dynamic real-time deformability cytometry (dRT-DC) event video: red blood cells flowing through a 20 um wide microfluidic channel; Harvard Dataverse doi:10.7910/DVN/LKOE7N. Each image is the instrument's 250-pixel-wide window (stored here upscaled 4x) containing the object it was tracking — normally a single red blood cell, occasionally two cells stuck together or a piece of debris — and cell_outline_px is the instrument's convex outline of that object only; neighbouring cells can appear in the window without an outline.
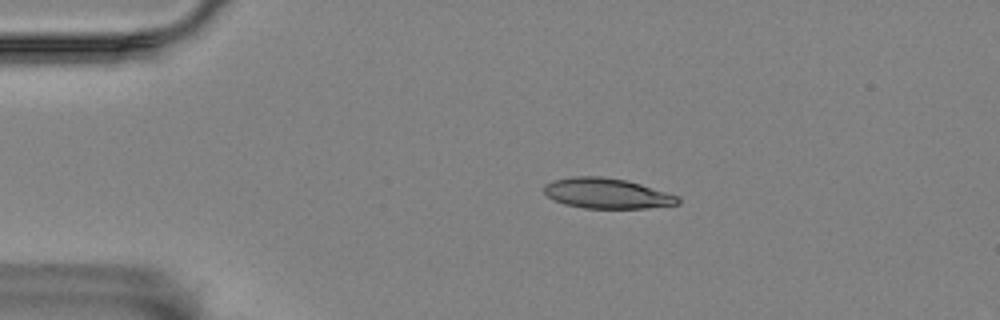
{"species": "Egyptian fruit bat (a non-hibernating species)", "species_latin": "Rousettus aegyptiacus", "temperature_condition": "room temperature", "stored_images_in_passage": 5, "camera_frame_rate_fps": 3000, "um_per_image_px": 0.085, "animal": {"sex": "female"}, "frame": {"image": 1, "passage_image": 2, "time_ms": 1.333, "image_size_px": [1000, 320], "cell_outline_px": [[680, 204], [648, 208], [584, 208], [564, 204], [552, 200], [544, 192], [544, 184], [552, 180], [572, 176], [600, 176], [624, 180], [640, 184], [680, 196]], "centroid_in_image_um": [51.57, 16.44], "position_along_channel_um": 33.4, "area_um2": 23.76}}
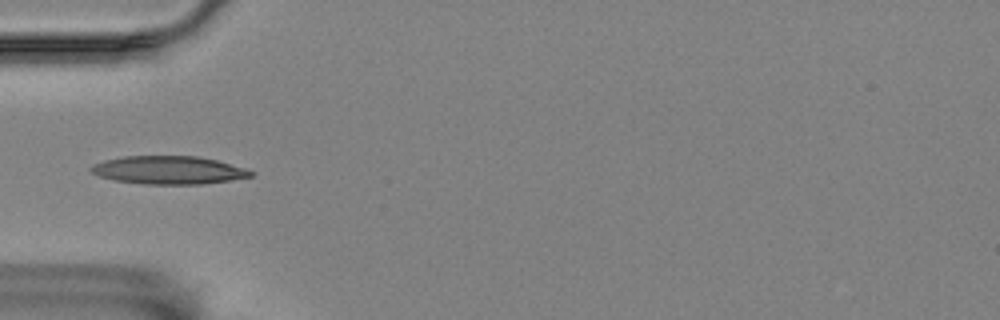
{"frame": {"image": 2, "passage_image": 4, "time_ms": 3.667, "image_size_px": [1000, 320], "cell_outline_px": [[252, 176], [228, 180], [200, 184], [144, 184], [116, 180], [100, 176], [92, 172], [88, 168], [92, 164], [104, 160], [124, 156], [196, 156], [216, 160], [244, 168], [252, 172]], "centroid_in_image_um": [14.27, 14.45], "position_along_channel_um": 70.7, "area_um2": 25.84}}
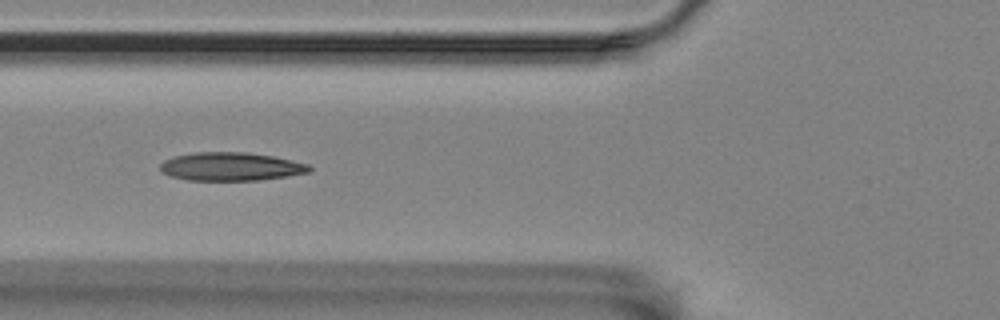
{"frame": {"image": 3, "passage_image": 5, "time_ms": 4.667, "image_size_px": [1000, 320], "cell_outline_px": [[312, 168], [308, 172], [260, 180], [188, 180], [172, 176], [164, 172], [160, 168], [160, 164], [164, 160], [176, 156], [196, 152], [248, 152], [272, 156], [292, 160], [308, 164]], "centroid_in_image_um": [19.63, 14.15], "position_along_channel_um": 106.2, "area_um2": 24.33}}